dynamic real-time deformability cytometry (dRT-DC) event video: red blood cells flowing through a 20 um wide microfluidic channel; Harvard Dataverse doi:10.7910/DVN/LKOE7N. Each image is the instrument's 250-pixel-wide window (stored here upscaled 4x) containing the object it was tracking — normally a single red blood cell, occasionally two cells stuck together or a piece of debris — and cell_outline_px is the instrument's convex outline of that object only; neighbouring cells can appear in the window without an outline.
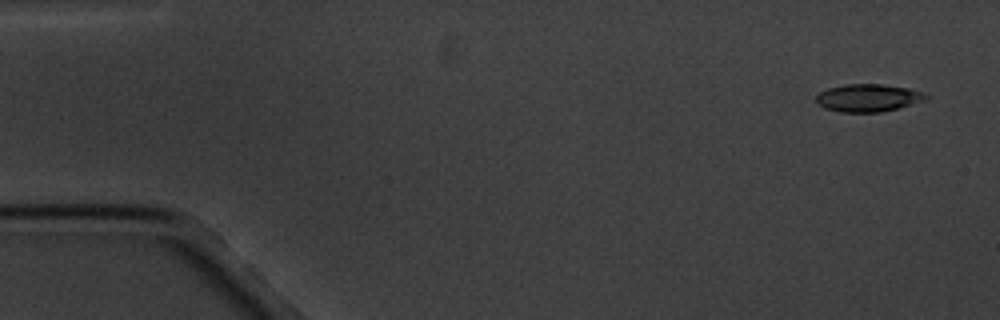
{"species": "common noctule bat (a hibernating species)", "species_latin": "Nyctalus noctula", "temperature_condition": "cold", "stored_images_in_passage": 5, "camera_frame_rate_fps": 3000, "um_per_image_px": 0.085, "animal": {"sex": "male", "body_mass_g": 20.1, "forearm_length_mm": 53.5}, "frame": {"image": 1, "passage_image": 1, "time_ms": 0.0, "image_size_px": [1000, 320], "cell_outline_px": [[928, 96], [924, 100], [896, 108], [880, 112], [840, 112], [824, 108], [816, 100], [816, 96], [820, 92], [828, 88], [844, 84], [880, 84], [908, 88], [920, 92]], "centroid_in_image_um": [73.73, 8.31], "position_along_channel_um": 11.3, "area_um2": 17.34}}
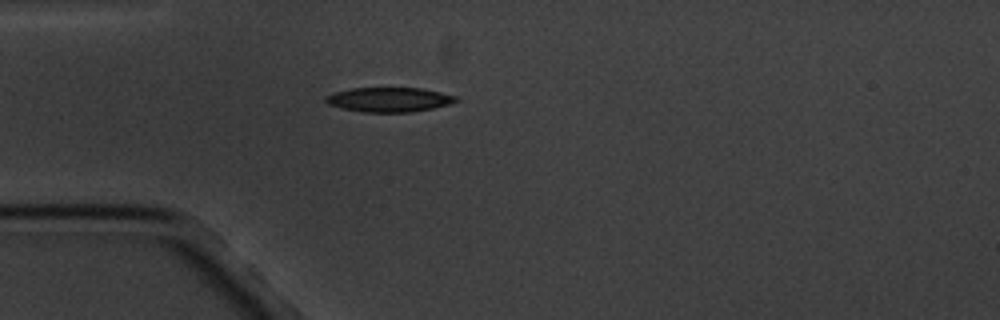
{"frame": {"image": 2, "passage_image": 4, "time_ms": 4.333, "image_size_px": [1000, 320], "cell_outline_px": [[460, 100], [448, 104], [432, 108], [412, 112], [360, 112], [340, 108], [328, 104], [324, 100], [324, 96], [332, 92], [352, 88], [420, 88], [440, 92], [456, 96]], "centroid_in_image_um": [33.01, 8.47], "position_along_channel_um": 52.0, "area_um2": 18.73}}